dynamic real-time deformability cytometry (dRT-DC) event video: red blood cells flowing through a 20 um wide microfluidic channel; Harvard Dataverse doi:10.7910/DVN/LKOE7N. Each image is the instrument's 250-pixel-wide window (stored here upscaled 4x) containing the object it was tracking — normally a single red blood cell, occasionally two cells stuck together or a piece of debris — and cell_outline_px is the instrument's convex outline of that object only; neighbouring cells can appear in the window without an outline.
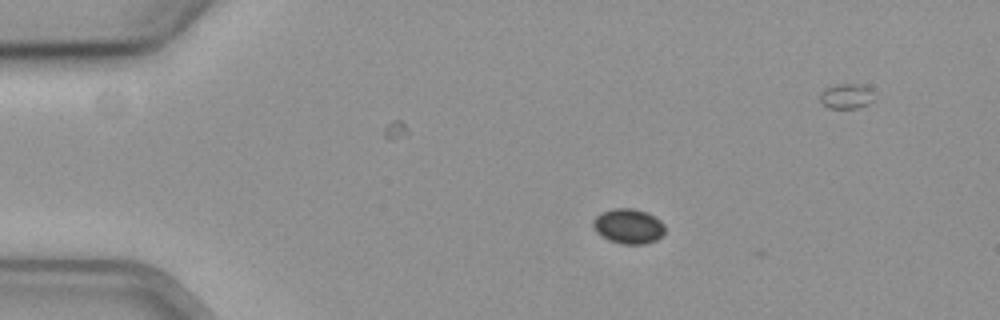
{"species": "common noctule bat (a hibernating species)", "species_latin": "Nyctalus noctula", "temperature_condition": "cold", "stored_images_in_passage": 11, "camera_frame_rate_fps": 3000, "um_per_image_px": 0.085, "animal": {"sex": "female", "body_mass_g": 19.3, "forearm_length_mm": 54.1}, "frame": {"image": 1, "passage_image": 5, "time_ms": 1.333, "image_size_px": [1000, 320], "cell_outline_px": [[664, 232], [656, 240], [644, 244], [620, 244], [608, 240], [596, 232], [592, 224], [592, 220], [600, 212], [616, 208], [632, 208], [644, 212], [660, 220], [664, 224]], "centroid_in_image_um": [53.37, 19.23], "position_along_channel_um": 31.6, "area_um2": 14.57}}